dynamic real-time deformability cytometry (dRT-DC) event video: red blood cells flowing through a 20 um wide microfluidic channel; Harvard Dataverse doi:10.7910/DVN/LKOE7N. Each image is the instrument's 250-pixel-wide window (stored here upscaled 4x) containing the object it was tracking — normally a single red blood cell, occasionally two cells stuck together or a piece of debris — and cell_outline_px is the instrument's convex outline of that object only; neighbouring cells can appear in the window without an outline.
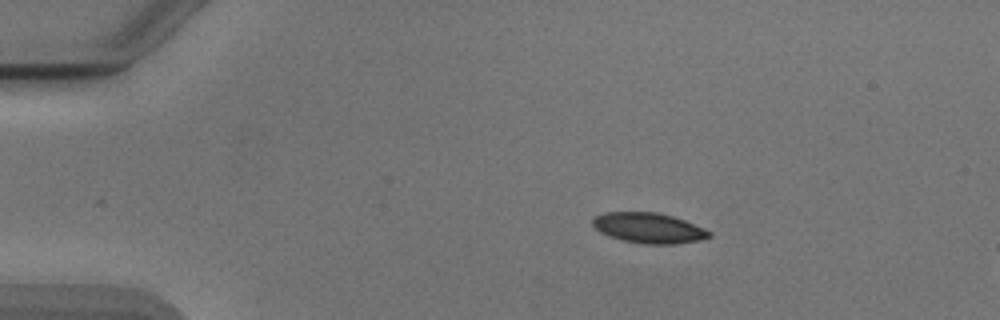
{"species": "Egyptian fruit bat (a non-hibernating species)", "species_latin": "Rousettus aegyptiacus", "temperature_condition": "cold", "stored_images_in_passage": 8, "camera_frame_rate_fps": 3000, "um_per_image_px": 0.085, "animal": {"sex": "male"}, "frame": {"image": 1, "passage_image": 1, "time_ms": 0.0, "image_size_px": [1000, 320], "cell_outline_px": [[712, 236], [700, 240], [676, 244], [644, 244], [624, 240], [608, 236], [600, 232], [592, 224], [592, 220], [596, 216], [604, 212], [656, 212], [672, 216], [684, 220], [712, 232]], "centroid_in_image_um": [55.14, 19.38], "position_along_channel_um": 29.9, "area_um2": 20.52}}